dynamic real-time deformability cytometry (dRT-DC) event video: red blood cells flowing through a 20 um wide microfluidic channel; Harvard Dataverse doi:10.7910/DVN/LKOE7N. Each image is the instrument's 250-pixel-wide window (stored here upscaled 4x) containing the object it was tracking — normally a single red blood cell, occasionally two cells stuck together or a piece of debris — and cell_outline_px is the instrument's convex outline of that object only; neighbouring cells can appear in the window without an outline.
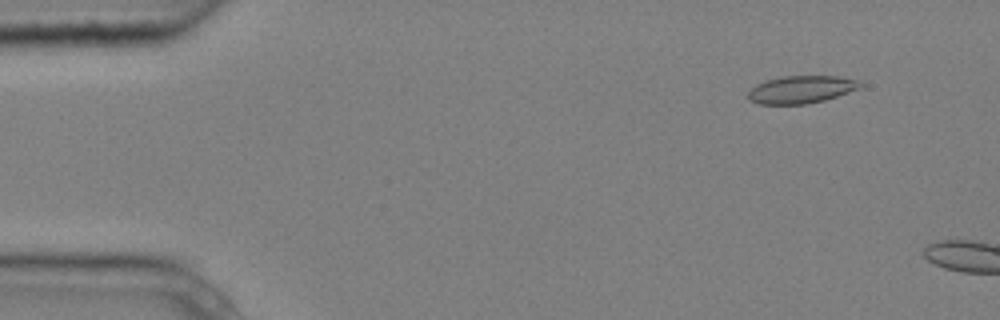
{"species": "common noctule bat (a hibernating species)", "species_latin": "Nyctalus noctula", "temperature_condition": "cold", "stored_images_in_passage": 3, "camera_frame_rate_fps": 3000, "um_per_image_px": 0.085, "animal": {"sex": "male", "body_mass_g": 20.4}, "frame": {"image": 1, "passage_image": 2, "time_ms": 0.333, "image_size_px": [1000, 320], "cell_outline_px": [[864, 84], [860, 88], [824, 100], [804, 104], [760, 104], [752, 100], [748, 96], [748, 92], [756, 84], [768, 80], [784, 76], [836, 76], [856, 80]], "centroid_in_image_um": [68.11, 7.6], "position_along_channel_um": 16.9, "area_um2": 17.69}}